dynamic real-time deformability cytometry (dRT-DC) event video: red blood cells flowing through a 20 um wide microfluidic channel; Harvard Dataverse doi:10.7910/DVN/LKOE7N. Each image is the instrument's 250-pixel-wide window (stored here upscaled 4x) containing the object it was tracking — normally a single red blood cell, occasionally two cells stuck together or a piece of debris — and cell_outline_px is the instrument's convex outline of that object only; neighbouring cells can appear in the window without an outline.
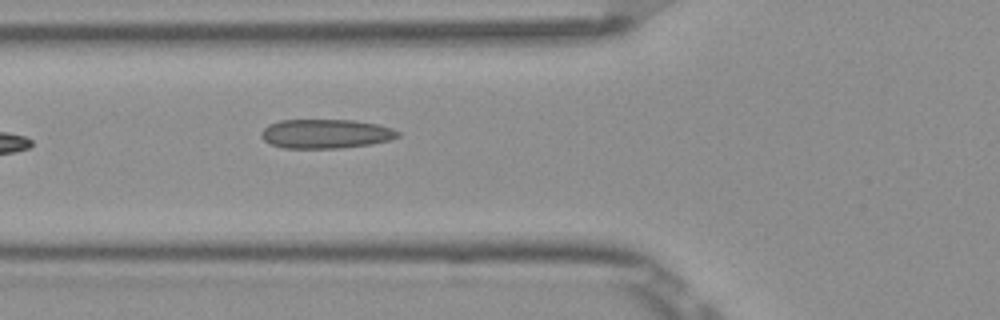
{"species": "Egyptian fruit bat (a non-hibernating species)", "species_latin": "Rousettus aegyptiacus", "temperature_condition": "room temperature", "stored_images_in_passage": 6, "camera_frame_rate_fps": 3000, "um_per_image_px": 0.085, "frame": {"image": 1, "passage_image": 6, "time_ms": 1.667, "image_size_px": [1000, 320], "cell_outline_px": [[400, 136], [392, 140], [372, 144], [340, 148], [284, 148], [272, 144], [264, 140], [260, 136], [260, 132], [268, 124], [280, 120], [356, 120], [376, 124], [392, 128], [400, 132]], "centroid_in_image_um": [27.71, 11.37], "position_along_channel_um": 98.1, "area_um2": 23.41}}